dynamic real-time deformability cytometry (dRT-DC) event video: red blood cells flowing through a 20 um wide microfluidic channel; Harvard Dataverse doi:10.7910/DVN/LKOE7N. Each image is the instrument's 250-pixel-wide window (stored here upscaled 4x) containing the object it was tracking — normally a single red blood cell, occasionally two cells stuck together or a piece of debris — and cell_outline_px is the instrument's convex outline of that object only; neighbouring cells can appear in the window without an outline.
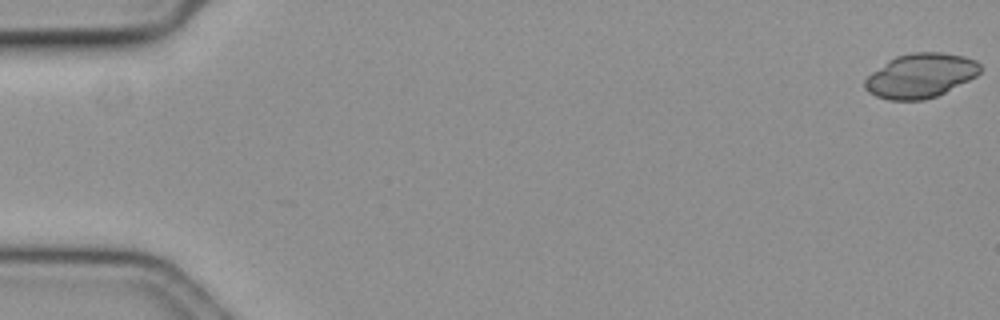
{"species": "common noctule bat (a hibernating species)", "species_latin": "Nyctalus noctula", "temperature_condition": "cold", "stored_images_in_passage": 17, "camera_frame_rate_fps": 3000, "um_per_image_px": 0.085, "animal": {"sex": "female", "body_mass_g": 19.3, "forearm_length_mm": 54.1}, "frame": {"image": 1, "passage_image": 1, "time_ms": 0.0, "image_size_px": [1000, 320], "cell_outline_px": [[980, 72], [976, 76], [936, 96], [924, 100], [888, 100], [876, 96], [868, 92], [864, 84], [864, 80], [872, 72], [888, 60], [896, 56], [912, 52], [940, 52], [964, 56], [976, 60], [980, 64]], "centroid_in_image_um": [78.23, 6.42], "position_along_channel_um": 6.8, "area_um2": 29.65}}